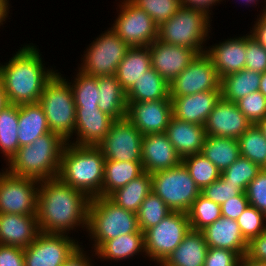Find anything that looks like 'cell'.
I'll list each match as a JSON object with an SVG mask.
<instances>
[{"mask_svg": "<svg viewBox=\"0 0 266 266\" xmlns=\"http://www.w3.org/2000/svg\"><path fill=\"white\" fill-rule=\"evenodd\" d=\"M39 184L36 215L41 233L66 234L77 225L83 228L86 225L88 229L91 199L85 193L72 188L59 177L42 180Z\"/></svg>", "mask_w": 266, "mask_h": 266, "instance_id": "obj_1", "label": "cell"}, {"mask_svg": "<svg viewBox=\"0 0 266 266\" xmlns=\"http://www.w3.org/2000/svg\"><path fill=\"white\" fill-rule=\"evenodd\" d=\"M35 46L26 45L6 65L0 66V77L9 104L39 102L45 84L55 72L44 68Z\"/></svg>", "mask_w": 266, "mask_h": 266, "instance_id": "obj_2", "label": "cell"}, {"mask_svg": "<svg viewBox=\"0 0 266 266\" xmlns=\"http://www.w3.org/2000/svg\"><path fill=\"white\" fill-rule=\"evenodd\" d=\"M105 158L98 146H80L66 143L58 177L90 199L101 196L104 181Z\"/></svg>", "mask_w": 266, "mask_h": 266, "instance_id": "obj_3", "label": "cell"}, {"mask_svg": "<svg viewBox=\"0 0 266 266\" xmlns=\"http://www.w3.org/2000/svg\"><path fill=\"white\" fill-rule=\"evenodd\" d=\"M66 141L49 132L29 145L20 147L8 161L6 171L18 177L35 178L38 181L58 177L62 151Z\"/></svg>", "mask_w": 266, "mask_h": 266, "instance_id": "obj_4", "label": "cell"}, {"mask_svg": "<svg viewBox=\"0 0 266 266\" xmlns=\"http://www.w3.org/2000/svg\"><path fill=\"white\" fill-rule=\"evenodd\" d=\"M88 230L94 239L95 252L107 241L140 230L137 213L125 210L108 197L91 198L88 207Z\"/></svg>", "mask_w": 266, "mask_h": 266, "instance_id": "obj_5", "label": "cell"}, {"mask_svg": "<svg viewBox=\"0 0 266 266\" xmlns=\"http://www.w3.org/2000/svg\"><path fill=\"white\" fill-rule=\"evenodd\" d=\"M58 74L45 84L38 103L44 110L50 131L68 142L75 131L76 105L71 82Z\"/></svg>", "mask_w": 266, "mask_h": 266, "instance_id": "obj_6", "label": "cell"}, {"mask_svg": "<svg viewBox=\"0 0 266 266\" xmlns=\"http://www.w3.org/2000/svg\"><path fill=\"white\" fill-rule=\"evenodd\" d=\"M209 18V14L202 9L181 6L175 15L158 26L157 39L202 54L206 51L201 44L206 41L210 30Z\"/></svg>", "mask_w": 266, "mask_h": 266, "instance_id": "obj_7", "label": "cell"}, {"mask_svg": "<svg viewBox=\"0 0 266 266\" xmlns=\"http://www.w3.org/2000/svg\"><path fill=\"white\" fill-rule=\"evenodd\" d=\"M152 192L159 196L171 211L187 213L201 190L181 162L171 169L151 174Z\"/></svg>", "mask_w": 266, "mask_h": 266, "instance_id": "obj_8", "label": "cell"}, {"mask_svg": "<svg viewBox=\"0 0 266 266\" xmlns=\"http://www.w3.org/2000/svg\"><path fill=\"white\" fill-rule=\"evenodd\" d=\"M190 229L187 213L172 211L144 232L146 256L161 265L180 245Z\"/></svg>", "mask_w": 266, "mask_h": 266, "instance_id": "obj_9", "label": "cell"}, {"mask_svg": "<svg viewBox=\"0 0 266 266\" xmlns=\"http://www.w3.org/2000/svg\"><path fill=\"white\" fill-rule=\"evenodd\" d=\"M107 31L89 46L79 69L82 72L95 77L115 75L130 47L112 28Z\"/></svg>", "mask_w": 266, "mask_h": 266, "instance_id": "obj_10", "label": "cell"}, {"mask_svg": "<svg viewBox=\"0 0 266 266\" xmlns=\"http://www.w3.org/2000/svg\"><path fill=\"white\" fill-rule=\"evenodd\" d=\"M142 138L141 132L125 117L113 121L98 147L106 161L141 162Z\"/></svg>", "mask_w": 266, "mask_h": 266, "instance_id": "obj_11", "label": "cell"}, {"mask_svg": "<svg viewBox=\"0 0 266 266\" xmlns=\"http://www.w3.org/2000/svg\"><path fill=\"white\" fill-rule=\"evenodd\" d=\"M37 183L35 178L0 173V213L37 216Z\"/></svg>", "mask_w": 266, "mask_h": 266, "instance_id": "obj_12", "label": "cell"}, {"mask_svg": "<svg viewBox=\"0 0 266 266\" xmlns=\"http://www.w3.org/2000/svg\"><path fill=\"white\" fill-rule=\"evenodd\" d=\"M122 4L112 29L129 47L150 46L158 38V25L130 0Z\"/></svg>", "mask_w": 266, "mask_h": 266, "instance_id": "obj_13", "label": "cell"}, {"mask_svg": "<svg viewBox=\"0 0 266 266\" xmlns=\"http://www.w3.org/2000/svg\"><path fill=\"white\" fill-rule=\"evenodd\" d=\"M221 79L209 56L204 52L170 82V97L193 95L206 91H221Z\"/></svg>", "mask_w": 266, "mask_h": 266, "instance_id": "obj_14", "label": "cell"}, {"mask_svg": "<svg viewBox=\"0 0 266 266\" xmlns=\"http://www.w3.org/2000/svg\"><path fill=\"white\" fill-rule=\"evenodd\" d=\"M78 242L66 234L40 233L24 248L25 266H63L70 256L80 247Z\"/></svg>", "mask_w": 266, "mask_h": 266, "instance_id": "obj_15", "label": "cell"}, {"mask_svg": "<svg viewBox=\"0 0 266 266\" xmlns=\"http://www.w3.org/2000/svg\"><path fill=\"white\" fill-rule=\"evenodd\" d=\"M127 103L126 118L142 135L165 133L173 116L171 99Z\"/></svg>", "mask_w": 266, "mask_h": 266, "instance_id": "obj_16", "label": "cell"}, {"mask_svg": "<svg viewBox=\"0 0 266 266\" xmlns=\"http://www.w3.org/2000/svg\"><path fill=\"white\" fill-rule=\"evenodd\" d=\"M251 125L252 122L240 111L236 102L221 97L204 128L208 136L238 139Z\"/></svg>", "mask_w": 266, "mask_h": 266, "instance_id": "obj_17", "label": "cell"}, {"mask_svg": "<svg viewBox=\"0 0 266 266\" xmlns=\"http://www.w3.org/2000/svg\"><path fill=\"white\" fill-rule=\"evenodd\" d=\"M149 50L151 67L169 84L199 54L188 47L168 44L158 39L149 46Z\"/></svg>", "mask_w": 266, "mask_h": 266, "instance_id": "obj_18", "label": "cell"}, {"mask_svg": "<svg viewBox=\"0 0 266 266\" xmlns=\"http://www.w3.org/2000/svg\"><path fill=\"white\" fill-rule=\"evenodd\" d=\"M142 167L145 172L154 173L178 166L182 159L165 133L143 135Z\"/></svg>", "mask_w": 266, "mask_h": 266, "instance_id": "obj_19", "label": "cell"}, {"mask_svg": "<svg viewBox=\"0 0 266 266\" xmlns=\"http://www.w3.org/2000/svg\"><path fill=\"white\" fill-rule=\"evenodd\" d=\"M114 119L98 107H76L75 145L98 146L106 137ZM77 130V131H76Z\"/></svg>", "mask_w": 266, "mask_h": 266, "instance_id": "obj_20", "label": "cell"}, {"mask_svg": "<svg viewBox=\"0 0 266 266\" xmlns=\"http://www.w3.org/2000/svg\"><path fill=\"white\" fill-rule=\"evenodd\" d=\"M221 91L199 92L193 95L170 97L173 116L177 119L204 126Z\"/></svg>", "mask_w": 266, "mask_h": 266, "instance_id": "obj_21", "label": "cell"}, {"mask_svg": "<svg viewBox=\"0 0 266 266\" xmlns=\"http://www.w3.org/2000/svg\"><path fill=\"white\" fill-rule=\"evenodd\" d=\"M40 233L37 216L0 213V244L26 248Z\"/></svg>", "mask_w": 266, "mask_h": 266, "instance_id": "obj_22", "label": "cell"}, {"mask_svg": "<svg viewBox=\"0 0 266 266\" xmlns=\"http://www.w3.org/2000/svg\"><path fill=\"white\" fill-rule=\"evenodd\" d=\"M201 232L208 247L234 251L241 258L247 253L248 241L242 235L237 220L221 216Z\"/></svg>", "mask_w": 266, "mask_h": 266, "instance_id": "obj_23", "label": "cell"}, {"mask_svg": "<svg viewBox=\"0 0 266 266\" xmlns=\"http://www.w3.org/2000/svg\"><path fill=\"white\" fill-rule=\"evenodd\" d=\"M165 134L181 159L201 153L206 138L204 126L192 124L174 116L171 117Z\"/></svg>", "mask_w": 266, "mask_h": 266, "instance_id": "obj_24", "label": "cell"}, {"mask_svg": "<svg viewBox=\"0 0 266 266\" xmlns=\"http://www.w3.org/2000/svg\"><path fill=\"white\" fill-rule=\"evenodd\" d=\"M205 53L211 59L220 79L239 72L245 68L246 63V36L212 46Z\"/></svg>", "mask_w": 266, "mask_h": 266, "instance_id": "obj_25", "label": "cell"}, {"mask_svg": "<svg viewBox=\"0 0 266 266\" xmlns=\"http://www.w3.org/2000/svg\"><path fill=\"white\" fill-rule=\"evenodd\" d=\"M208 248L202 232L190 229L160 266H204Z\"/></svg>", "mask_w": 266, "mask_h": 266, "instance_id": "obj_26", "label": "cell"}, {"mask_svg": "<svg viewBox=\"0 0 266 266\" xmlns=\"http://www.w3.org/2000/svg\"><path fill=\"white\" fill-rule=\"evenodd\" d=\"M18 125L20 147L29 145L38 137L50 132L44 110L38 102L19 105Z\"/></svg>", "mask_w": 266, "mask_h": 266, "instance_id": "obj_27", "label": "cell"}, {"mask_svg": "<svg viewBox=\"0 0 266 266\" xmlns=\"http://www.w3.org/2000/svg\"><path fill=\"white\" fill-rule=\"evenodd\" d=\"M151 68L149 46L130 47L119 63L115 76L127 93L145 72Z\"/></svg>", "mask_w": 266, "mask_h": 266, "instance_id": "obj_28", "label": "cell"}, {"mask_svg": "<svg viewBox=\"0 0 266 266\" xmlns=\"http://www.w3.org/2000/svg\"><path fill=\"white\" fill-rule=\"evenodd\" d=\"M98 108L114 120L123 119L127 113L126 92L115 75L98 77Z\"/></svg>", "mask_w": 266, "mask_h": 266, "instance_id": "obj_29", "label": "cell"}, {"mask_svg": "<svg viewBox=\"0 0 266 266\" xmlns=\"http://www.w3.org/2000/svg\"><path fill=\"white\" fill-rule=\"evenodd\" d=\"M127 102L170 99V85L152 67L126 93Z\"/></svg>", "mask_w": 266, "mask_h": 266, "instance_id": "obj_30", "label": "cell"}, {"mask_svg": "<svg viewBox=\"0 0 266 266\" xmlns=\"http://www.w3.org/2000/svg\"><path fill=\"white\" fill-rule=\"evenodd\" d=\"M150 192H152L151 173L144 171L127 185L112 192L108 198L119 207L137 213Z\"/></svg>", "mask_w": 266, "mask_h": 266, "instance_id": "obj_31", "label": "cell"}, {"mask_svg": "<svg viewBox=\"0 0 266 266\" xmlns=\"http://www.w3.org/2000/svg\"><path fill=\"white\" fill-rule=\"evenodd\" d=\"M201 154L222 173L240 157L238 139L206 135Z\"/></svg>", "mask_w": 266, "mask_h": 266, "instance_id": "obj_32", "label": "cell"}, {"mask_svg": "<svg viewBox=\"0 0 266 266\" xmlns=\"http://www.w3.org/2000/svg\"><path fill=\"white\" fill-rule=\"evenodd\" d=\"M261 73L244 68L226 75L221 79V97L227 101L236 102L246 95L258 91Z\"/></svg>", "mask_w": 266, "mask_h": 266, "instance_id": "obj_33", "label": "cell"}, {"mask_svg": "<svg viewBox=\"0 0 266 266\" xmlns=\"http://www.w3.org/2000/svg\"><path fill=\"white\" fill-rule=\"evenodd\" d=\"M144 172L142 162L105 161L102 197L127 185Z\"/></svg>", "mask_w": 266, "mask_h": 266, "instance_id": "obj_34", "label": "cell"}, {"mask_svg": "<svg viewBox=\"0 0 266 266\" xmlns=\"http://www.w3.org/2000/svg\"><path fill=\"white\" fill-rule=\"evenodd\" d=\"M142 250L145 252L144 233L139 230L107 240L95 254L104 259L122 260L136 255Z\"/></svg>", "mask_w": 266, "mask_h": 266, "instance_id": "obj_35", "label": "cell"}, {"mask_svg": "<svg viewBox=\"0 0 266 266\" xmlns=\"http://www.w3.org/2000/svg\"><path fill=\"white\" fill-rule=\"evenodd\" d=\"M19 105L9 104L0 111V149L8 161L20 148L17 130Z\"/></svg>", "mask_w": 266, "mask_h": 266, "instance_id": "obj_36", "label": "cell"}, {"mask_svg": "<svg viewBox=\"0 0 266 266\" xmlns=\"http://www.w3.org/2000/svg\"><path fill=\"white\" fill-rule=\"evenodd\" d=\"M240 156L249 159L262 169L266 168V137L257 124H252L238 138Z\"/></svg>", "mask_w": 266, "mask_h": 266, "instance_id": "obj_37", "label": "cell"}, {"mask_svg": "<svg viewBox=\"0 0 266 266\" xmlns=\"http://www.w3.org/2000/svg\"><path fill=\"white\" fill-rule=\"evenodd\" d=\"M190 228L201 231L221 217V205L200 194L187 212Z\"/></svg>", "mask_w": 266, "mask_h": 266, "instance_id": "obj_38", "label": "cell"}, {"mask_svg": "<svg viewBox=\"0 0 266 266\" xmlns=\"http://www.w3.org/2000/svg\"><path fill=\"white\" fill-rule=\"evenodd\" d=\"M182 163L200 190L216 181L221 174L218 168L201 153L183 158Z\"/></svg>", "mask_w": 266, "mask_h": 266, "instance_id": "obj_39", "label": "cell"}, {"mask_svg": "<svg viewBox=\"0 0 266 266\" xmlns=\"http://www.w3.org/2000/svg\"><path fill=\"white\" fill-rule=\"evenodd\" d=\"M171 212V209L159 196L150 192L143 200L137 212L140 230L144 233L150 227L157 225Z\"/></svg>", "mask_w": 266, "mask_h": 266, "instance_id": "obj_40", "label": "cell"}, {"mask_svg": "<svg viewBox=\"0 0 266 266\" xmlns=\"http://www.w3.org/2000/svg\"><path fill=\"white\" fill-rule=\"evenodd\" d=\"M76 75L71 88L76 107H98V77L88 75L81 70Z\"/></svg>", "mask_w": 266, "mask_h": 266, "instance_id": "obj_41", "label": "cell"}, {"mask_svg": "<svg viewBox=\"0 0 266 266\" xmlns=\"http://www.w3.org/2000/svg\"><path fill=\"white\" fill-rule=\"evenodd\" d=\"M261 169L254 162L240 156L230 167L220 174V177L224 182L241 187L246 191L248 184L256 178Z\"/></svg>", "mask_w": 266, "mask_h": 266, "instance_id": "obj_42", "label": "cell"}, {"mask_svg": "<svg viewBox=\"0 0 266 266\" xmlns=\"http://www.w3.org/2000/svg\"><path fill=\"white\" fill-rule=\"evenodd\" d=\"M144 10L159 26L170 19L179 10L181 0H130Z\"/></svg>", "mask_w": 266, "mask_h": 266, "instance_id": "obj_43", "label": "cell"}, {"mask_svg": "<svg viewBox=\"0 0 266 266\" xmlns=\"http://www.w3.org/2000/svg\"><path fill=\"white\" fill-rule=\"evenodd\" d=\"M264 221L266 215L250 204L237 219L241 233L248 242L266 230Z\"/></svg>", "mask_w": 266, "mask_h": 266, "instance_id": "obj_44", "label": "cell"}, {"mask_svg": "<svg viewBox=\"0 0 266 266\" xmlns=\"http://www.w3.org/2000/svg\"><path fill=\"white\" fill-rule=\"evenodd\" d=\"M236 105L252 124L266 117V97L259 90L239 99Z\"/></svg>", "mask_w": 266, "mask_h": 266, "instance_id": "obj_45", "label": "cell"}, {"mask_svg": "<svg viewBox=\"0 0 266 266\" xmlns=\"http://www.w3.org/2000/svg\"><path fill=\"white\" fill-rule=\"evenodd\" d=\"M244 192L245 190L243 188L226 183L221 177L201 190L203 196L219 205Z\"/></svg>", "mask_w": 266, "mask_h": 266, "instance_id": "obj_46", "label": "cell"}, {"mask_svg": "<svg viewBox=\"0 0 266 266\" xmlns=\"http://www.w3.org/2000/svg\"><path fill=\"white\" fill-rule=\"evenodd\" d=\"M245 193L249 204L266 215V168L248 184Z\"/></svg>", "mask_w": 266, "mask_h": 266, "instance_id": "obj_47", "label": "cell"}, {"mask_svg": "<svg viewBox=\"0 0 266 266\" xmlns=\"http://www.w3.org/2000/svg\"><path fill=\"white\" fill-rule=\"evenodd\" d=\"M245 68L261 74L266 72V49L251 34L246 36Z\"/></svg>", "mask_w": 266, "mask_h": 266, "instance_id": "obj_48", "label": "cell"}, {"mask_svg": "<svg viewBox=\"0 0 266 266\" xmlns=\"http://www.w3.org/2000/svg\"><path fill=\"white\" fill-rule=\"evenodd\" d=\"M240 259L234 251L209 247L204 266H239Z\"/></svg>", "mask_w": 266, "mask_h": 266, "instance_id": "obj_49", "label": "cell"}, {"mask_svg": "<svg viewBox=\"0 0 266 266\" xmlns=\"http://www.w3.org/2000/svg\"><path fill=\"white\" fill-rule=\"evenodd\" d=\"M249 205L246 193L239 194L221 205V216L237 220Z\"/></svg>", "mask_w": 266, "mask_h": 266, "instance_id": "obj_50", "label": "cell"}, {"mask_svg": "<svg viewBox=\"0 0 266 266\" xmlns=\"http://www.w3.org/2000/svg\"><path fill=\"white\" fill-rule=\"evenodd\" d=\"M0 266H25L24 248L0 244Z\"/></svg>", "mask_w": 266, "mask_h": 266, "instance_id": "obj_51", "label": "cell"}, {"mask_svg": "<svg viewBox=\"0 0 266 266\" xmlns=\"http://www.w3.org/2000/svg\"><path fill=\"white\" fill-rule=\"evenodd\" d=\"M246 256L256 261L266 262V230L248 242Z\"/></svg>", "mask_w": 266, "mask_h": 266, "instance_id": "obj_52", "label": "cell"}, {"mask_svg": "<svg viewBox=\"0 0 266 266\" xmlns=\"http://www.w3.org/2000/svg\"><path fill=\"white\" fill-rule=\"evenodd\" d=\"M251 33V36L266 49V19L262 15L256 22L253 30H251Z\"/></svg>", "mask_w": 266, "mask_h": 266, "instance_id": "obj_53", "label": "cell"}, {"mask_svg": "<svg viewBox=\"0 0 266 266\" xmlns=\"http://www.w3.org/2000/svg\"><path fill=\"white\" fill-rule=\"evenodd\" d=\"M221 0H181V5L195 8V9H202L207 14L209 13V6L211 7L214 3H218Z\"/></svg>", "mask_w": 266, "mask_h": 266, "instance_id": "obj_54", "label": "cell"}, {"mask_svg": "<svg viewBox=\"0 0 266 266\" xmlns=\"http://www.w3.org/2000/svg\"><path fill=\"white\" fill-rule=\"evenodd\" d=\"M83 254V251L79 247L67 260V266H91L88 257Z\"/></svg>", "mask_w": 266, "mask_h": 266, "instance_id": "obj_55", "label": "cell"}, {"mask_svg": "<svg viewBox=\"0 0 266 266\" xmlns=\"http://www.w3.org/2000/svg\"><path fill=\"white\" fill-rule=\"evenodd\" d=\"M239 266H266V262L256 261L245 255L240 259Z\"/></svg>", "mask_w": 266, "mask_h": 266, "instance_id": "obj_56", "label": "cell"}, {"mask_svg": "<svg viewBox=\"0 0 266 266\" xmlns=\"http://www.w3.org/2000/svg\"><path fill=\"white\" fill-rule=\"evenodd\" d=\"M9 105L6 92L3 87V83L0 77V111Z\"/></svg>", "mask_w": 266, "mask_h": 266, "instance_id": "obj_57", "label": "cell"}, {"mask_svg": "<svg viewBox=\"0 0 266 266\" xmlns=\"http://www.w3.org/2000/svg\"><path fill=\"white\" fill-rule=\"evenodd\" d=\"M8 1H0V23L3 24L2 22L5 21V18L7 17L8 14ZM0 24V25H1Z\"/></svg>", "mask_w": 266, "mask_h": 266, "instance_id": "obj_58", "label": "cell"}, {"mask_svg": "<svg viewBox=\"0 0 266 266\" xmlns=\"http://www.w3.org/2000/svg\"><path fill=\"white\" fill-rule=\"evenodd\" d=\"M259 91L266 97V72L262 73Z\"/></svg>", "mask_w": 266, "mask_h": 266, "instance_id": "obj_59", "label": "cell"}, {"mask_svg": "<svg viewBox=\"0 0 266 266\" xmlns=\"http://www.w3.org/2000/svg\"><path fill=\"white\" fill-rule=\"evenodd\" d=\"M257 125L262 130L263 135L266 137V117L259 121Z\"/></svg>", "mask_w": 266, "mask_h": 266, "instance_id": "obj_60", "label": "cell"}, {"mask_svg": "<svg viewBox=\"0 0 266 266\" xmlns=\"http://www.w3.org/2000/svg\"><path fill=\"white\" fill-rule=\"evenodd\" d=\"M242 1H244V0H242ZM247 3H250L251 4V2L253 3L254 1L256 2L257 0H245Z\"/></svg>", "mask_w": 266, "mask_h": 266, "instance_id": "obj_61", "label": "cell"}, {"mask_svg": "<svg viewBox=\"0 0 266 266\" xmlns=\"http://www.w3.org/2000/svg\"><path fill=\"white\" fill-rule=\"evenodd\" d=\"M263 11L264 12H263L262 16L266 19V9H264Z\"/></svg>", "mask_w": 266, "mask_h": 266, "instance_id": "obj_62", "label": "cell"}]
</instances>
